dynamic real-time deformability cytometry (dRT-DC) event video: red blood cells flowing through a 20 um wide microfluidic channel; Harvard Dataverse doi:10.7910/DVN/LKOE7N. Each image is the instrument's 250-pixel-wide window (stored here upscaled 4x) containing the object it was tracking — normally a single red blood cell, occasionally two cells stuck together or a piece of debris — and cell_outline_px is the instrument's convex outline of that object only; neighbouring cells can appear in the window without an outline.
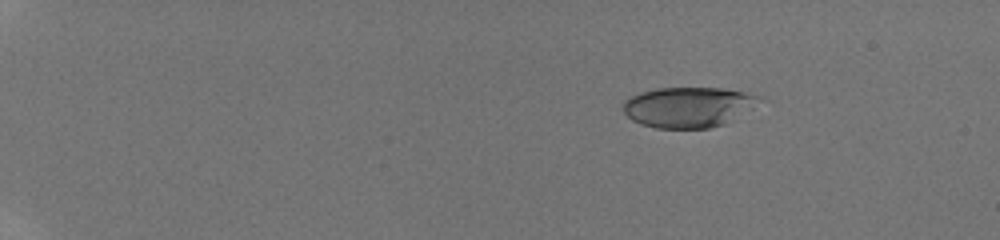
{"species": "human", "species_latin": "Homo sapiens", "temperature_condition": "room temperature", "stored_images_in_passage": 53, "camera_frame_rate_fps": 3000, "um_per_image_px": 0.085, "donor": {"sex": "male"}, "frame": {"image": 1, "passage_image": 10, "time_ms": 3.0, "image_size_px": [1000, 240], "cell_outline_px": [[764, 100], [752, 108], [724, 124], [708, 128], [656, 128], [640, 124], [632, 120], [624, 112], [624, 100], [640, 92], [656, 88], [720, 88], [744, 92], [760, 96]], "centroid_in_image_um": [58.51, 9.1], "position_along_channel_um": 26.5, "area_um2": 31.96}}
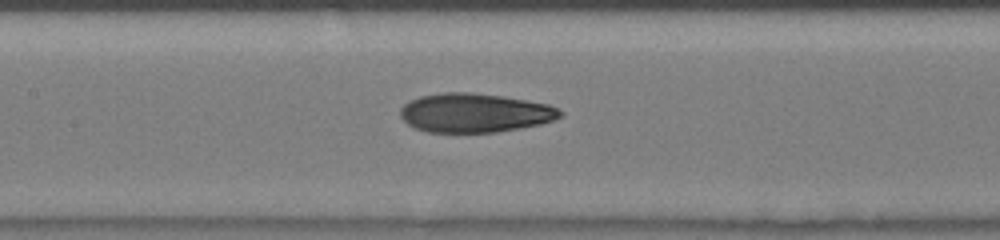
{"frame": {"image": 2, "passage_image": 30, "time_ms": 9.667, "image_size_px": [1000, 240], "cell_outline_px": [[564, 116], [540, 124], [520, 128], [496, 132], [428, 132], [416, 128], [408, 124], [400, 116], [400, 108], [404, 104], [420, 96], [444, 92], [468, 92], [500, 96], [548, 104], [564, 112]], "centroid_in_image_um": [40.35, 9.59], "position_along_channel_um": 167.1, "area_um2": 36.13}}
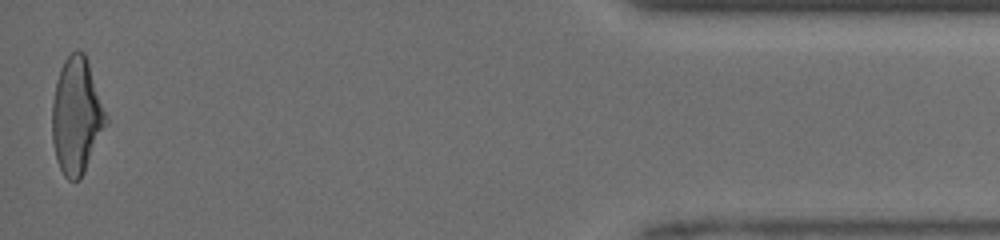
{"frame": {"image": 3, "passage_image": 53, "time_ms": 17.333, "image_size_px": [1000, 240], "cell_outline_px": [[108, 124], [80, 180], [68, 180], [64, 176], [56, 160], [52, 140], [52, 104], [56, 80], [60, 68], [64, 60], [76, 48], [84, 52], [108, 116]], "centroid_in_image_um": [6.51, 9.86], "position_along_channel_um": 428.7, "area_um2": 36.76}, "authors_computed_cell_mechanics": {"area_um2": 35.6626, "velocity_mm_per_s": 4.2202, "shape_relaxation_time_tau1_ms": 4.8325, "shape_relaxation_time_tau2_ms": 1.6206, "deformation_change_tau1": 0.2132, "deformation_change_tau2": 0.09}}